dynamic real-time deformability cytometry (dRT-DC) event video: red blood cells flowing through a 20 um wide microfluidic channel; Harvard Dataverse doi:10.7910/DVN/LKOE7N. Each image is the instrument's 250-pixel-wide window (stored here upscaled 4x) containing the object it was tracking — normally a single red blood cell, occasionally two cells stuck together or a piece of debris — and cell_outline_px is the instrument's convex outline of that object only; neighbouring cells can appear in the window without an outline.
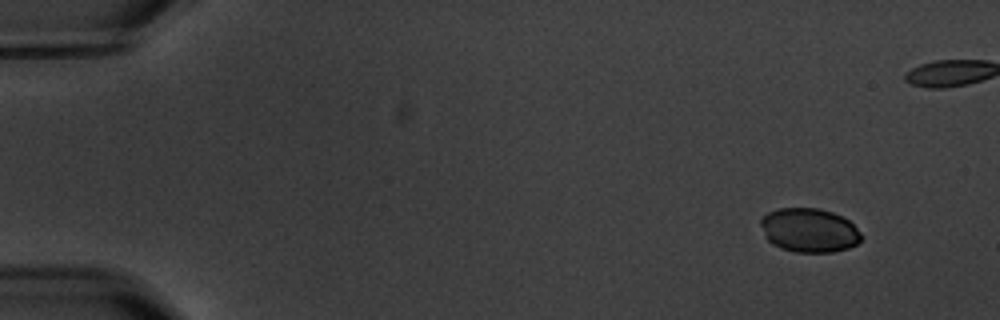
{"species": "common noctule bat (a hibernating species)", "species_latin": "Nyctalus noctula", "temperature_condition": "warm", "stored_images_in_passage": 5, "camera_frame_rate_fps": 3000, "um_per_image_px": 0.085, "animal": {"sex": "male", "body_mass_g": 20.1, "forearm_length_mm": 53.5}, "frame": {"image": 1, "passage_image": 1, "time_ms": 0.0, "image_size_px": [1000, 320], "cell_outline_px": [[860, 240], [856, 244], [848, 248], [832, 252], [796, 252], [780, 248], [772, 244], [764, 236], [760, 224], [760, 220], [768, 212], [776, 208], [820, 208], [832, 212], [848, 220], [860, 232]], "centroid_in_image_um": [68.74, 19.57], "position_along_channel_um": 16.3, "area_um2": 25.78}}